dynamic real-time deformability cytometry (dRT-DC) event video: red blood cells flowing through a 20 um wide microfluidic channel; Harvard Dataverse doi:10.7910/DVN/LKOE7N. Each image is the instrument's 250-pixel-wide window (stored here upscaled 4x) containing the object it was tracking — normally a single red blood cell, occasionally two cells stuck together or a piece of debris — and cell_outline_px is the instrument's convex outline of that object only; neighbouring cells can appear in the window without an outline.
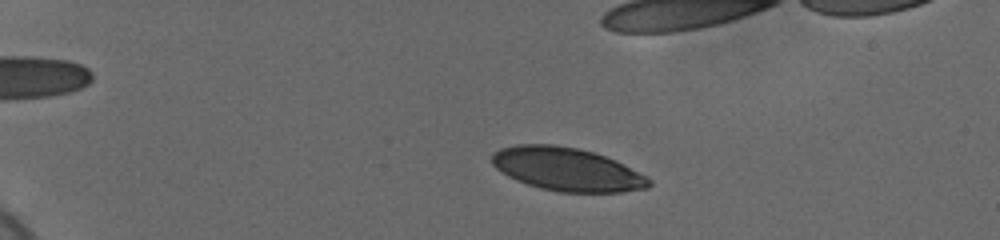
{"species": "human", "species_latin": "Homo sapiens", "temperature_condition": "cold", "stored_images_in_passage": 54, "camera_frame_rate_fps": 3000, "um_per_image_px": 0.085, "donor": {"sex": "female"}, "frame": {"image": 1, "passage_image": 10, "time_ms": 3.0, "image_size_px": [1000, 240], "cell_outline_px": [[652, 184], [648, 188], [620, 192], [556, 192], [540, 188], [516, 180], [508, 176], [496, 168], [492, 164], [492, 152], [500, 148], [516, 144], [552, 144], [576, 148], [592, 152], [616, 160], [648, 176], [652, 180]], "centroid_in_image_um": [48.2, 14.39], "position_along_channel_um": 36.8, "area_um2": 39.77}}
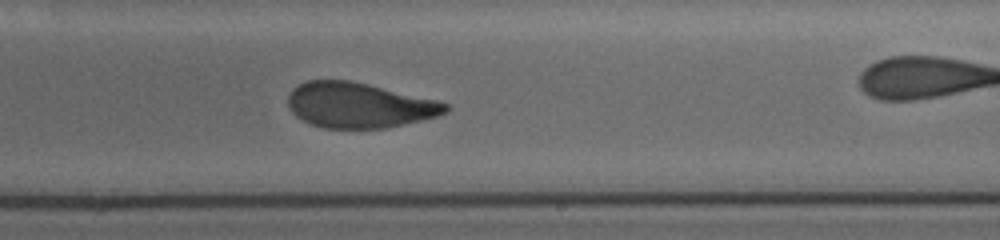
{"frame": {"image": 2, "passage_image": 35, "time_ms": 11.333, "image_size_px": [1000, 240], "cell_outline_px": [[448, 112], [436, 116], [388, 128], [324, 128], [312, 124], [296, 116], [292, 112], [288, 104], [288, 96], [292, 88], [308, 80], [348, 80], [368, 84], [436, 100], [448, 104]], "centroid_in_image_um": [30.5, 8.94], "position_along_channel_um": 258.5, "area_um2": 41.21}}
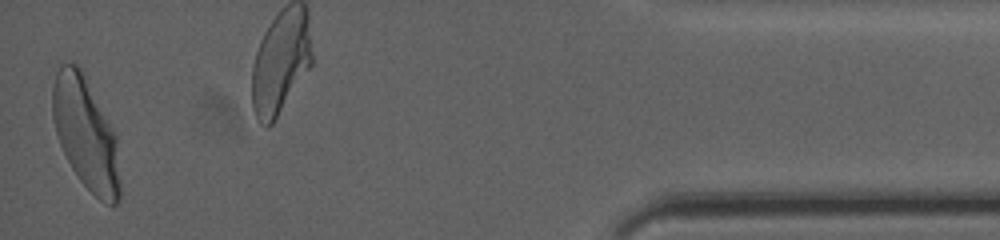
{"frame": {"image": 3, "passage_image": 54, "time_ms": 17.667, "image_size_px": [1000, 240], "cell_outline_px": [[120, 200], [112, 208], [104, 204], [80, 180], [72, 168], [60, 144], [56, 132], [52, 116], [52, 88], [56, 72], [60, 64], [76, 64], [80, 68], [112, 128], [116, 136], [120, 184]], "centroid_in_image_um": [7.29, 11.4], "position_along_channel_um": 427.9, "area_um2": 43.47}, "authors_computed_cell_mechanics": {"area_um2": 42.0784, "velocity_mm_per_s": 3.6782, "shape_relaxation_time_tau1_ms": 4.8256, "shape_relaxation_time_tau2_ms": 1.3013, "deformation_change_tau1": 0.1691, "deformation_change_tau2": 0.0769}}